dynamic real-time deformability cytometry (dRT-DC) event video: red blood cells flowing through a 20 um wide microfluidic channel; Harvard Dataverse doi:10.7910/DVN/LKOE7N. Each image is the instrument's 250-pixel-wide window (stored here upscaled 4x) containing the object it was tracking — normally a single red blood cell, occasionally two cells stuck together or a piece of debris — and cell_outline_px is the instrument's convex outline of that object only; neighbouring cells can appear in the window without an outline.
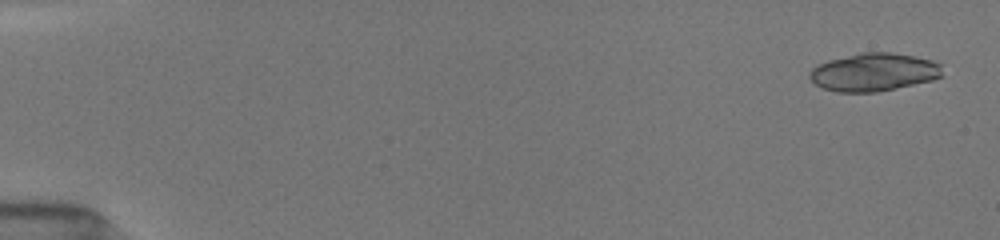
{"species": "common noctule bat (a hibernating species)", "species_latin": "Nyctalus noctula", "temperature_condition": "room temperature", "stored_images_in_passage": 32, "camera_frame_rate_fps": 3000, "um_per_image_px": 0.085, "animal": {"sex": "female", "body_mass_g": 19.5, "forearm_length_mm": 54.1}, "frame": {"image": 1, "passage_image": 1, "time_ms": 0.0, "image_size_px": [1000, 240], "cell_outline_px": [[944, 76], [932, 80], [876, 92], [836, 92], [820, 88], [808, 76], [808, 72], [816, 64], [828, 60], [860, 52], [892, 52], [916, 56], [932, 60], [944, 64]], "centroid_in_image_um": [74.3, 6.12], "position_along_channel_um": 10.7, "area_um2": 29.94}}
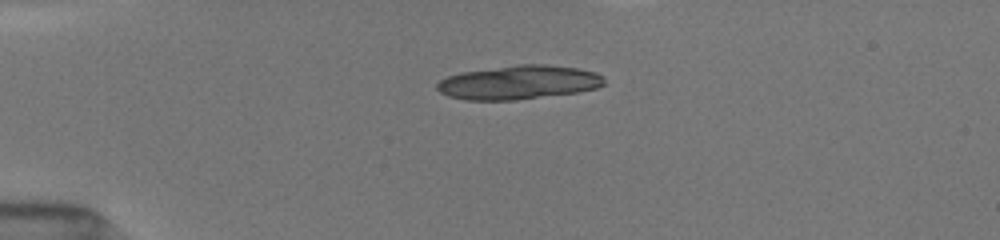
{"frame": {"image": 2, "passage_image": 9, "time_ms": 3.667, "image_size_px": [1000, 240], "cell_outline_px": [[604, 84], [596, 88], [580, 92], [516, 100], [468, 100], [448, 96], [440, 92], [436, 88], [436, 84], [440, 80], [448, 76], [460, 72], [516, 64], [544, 64], [576, 68], [596, 72], [604, 76]], "centroid_in_image_um": [44.09, 7.0], "position_along_channel_um": 40.9, "area_um2": 33.23}}